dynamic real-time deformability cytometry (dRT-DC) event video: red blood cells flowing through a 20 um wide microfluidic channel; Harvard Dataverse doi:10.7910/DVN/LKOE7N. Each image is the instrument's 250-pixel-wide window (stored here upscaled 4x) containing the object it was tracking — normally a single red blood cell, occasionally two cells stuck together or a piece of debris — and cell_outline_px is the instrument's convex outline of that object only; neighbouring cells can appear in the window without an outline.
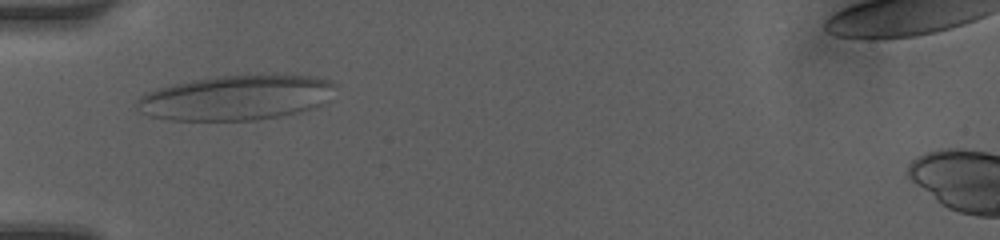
{"species": "human", "species_latin": "Homo sapiens", "temperature_condition": "room temperature", "stored_images_in_passage": 15, "camera_frame_rate_fps": 3000, "um_per_image_px": 0.085, "donor": {"sex": "female"}, "frame": {"image": 1, "passage_image": 2, "time_ms": 0.333, "image_size_px": [1000, 240], "cell_outline_px": [[336, 84], [324, 104], [316, 108], [280, 116], [256, 120], [172, 120], [148, 116], [140, 112], [136, 108], [136, 100], [144, 92], [156, 88], [192, 80], [216, 76], [256, 72], [284, 72], [316, 76], [332, 80]], "centroid_in_image_um": [20.13, 8.25], "position_along_channel_um": 64.9, "area_um2": 53.75}}
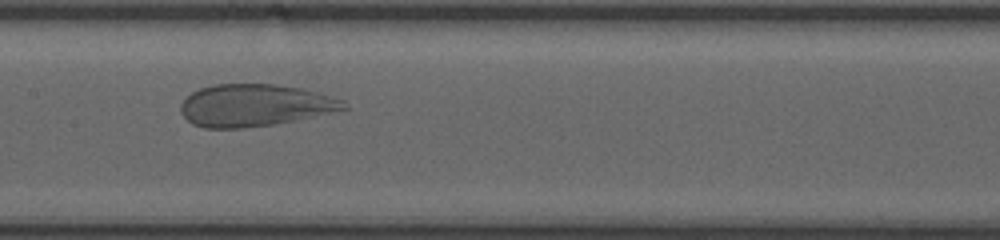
{"frame": {"image": 2, "passage_image": 5, "time_ms": 1.333, "image_size_px": [1000, 240], "cell_outline_px": [[348, 108], [292, 120], [272, 124], [244, 128], [204, 128], [192, 124], [180, 112], [180, 104], [192, 92], [200, 88], [212, 84], [276, 84], [304, 88], [332, 96], [344, 100]], "centroid_in_image_um": [21.62, 8.93], "position_along_channel_um": 185.8, "area_um2": 39.88}}
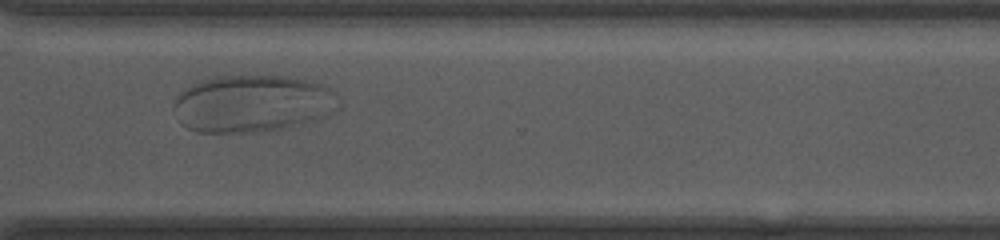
{"frame": {"image": 3, "passage_image": 12, "time_ms": 3.667, "image_size_px": [1000, 240], "cell_outline_px": [[336, 96], [332, 112], [328, 116], [284, 128], [256, 132], [196, 132], [180, 124], [172, 108], [172, 104], [176, 96], [184, 88], [196, 80], [216, 76], [288, 76], [312, 80], [336, 92]], "centroid_in_image_um": [21.37, 8.79], "position_along_channel_um": 349.2, "area_um2": 55.37}}